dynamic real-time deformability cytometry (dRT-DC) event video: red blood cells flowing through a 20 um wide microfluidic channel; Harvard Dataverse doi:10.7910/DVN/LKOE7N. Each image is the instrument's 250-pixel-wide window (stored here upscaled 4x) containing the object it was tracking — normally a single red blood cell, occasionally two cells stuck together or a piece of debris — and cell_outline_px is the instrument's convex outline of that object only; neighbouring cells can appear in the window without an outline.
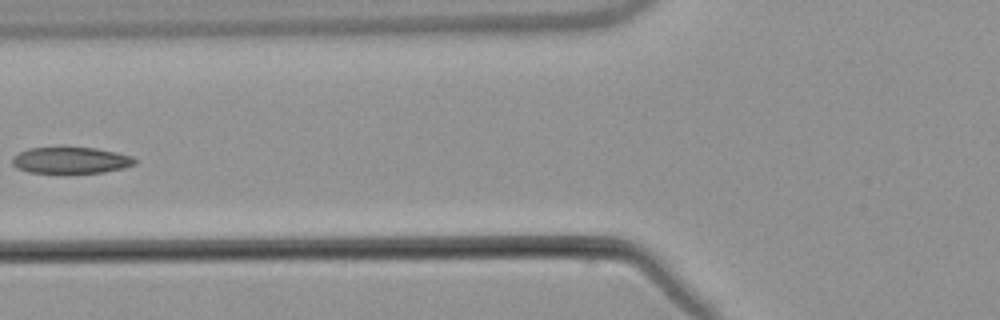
{"species": "common noctule bat (a hibernating species)", "species_latin": "Nyctalus noctula", "temperature_condition": "warm", "stored_images_in_passage": 4, "camera_frame_rate_fps": 3000, "um_per_image_px": 0.085, "animal": {"sex": "male", "body_mass_g": 21.5, "forearm_length_mm": 52.0}, "frame": {"image": 1, "passage_image": 4, "time_ms": 4.667, "image_size_px": [1000, 320], "cell_outline_px": [[136, 164], [104, 172], [28, 172], [16, 168], [12, 164], [12, 156], [28, 148], [60, 144], [64, 144], [96, 148], [116, 152], [132, 156], [136, 160]], "centroid_in_image_um": [5.96, 13.55], "position_along_channel_um": 119.8, "area_um2": 19.54}}